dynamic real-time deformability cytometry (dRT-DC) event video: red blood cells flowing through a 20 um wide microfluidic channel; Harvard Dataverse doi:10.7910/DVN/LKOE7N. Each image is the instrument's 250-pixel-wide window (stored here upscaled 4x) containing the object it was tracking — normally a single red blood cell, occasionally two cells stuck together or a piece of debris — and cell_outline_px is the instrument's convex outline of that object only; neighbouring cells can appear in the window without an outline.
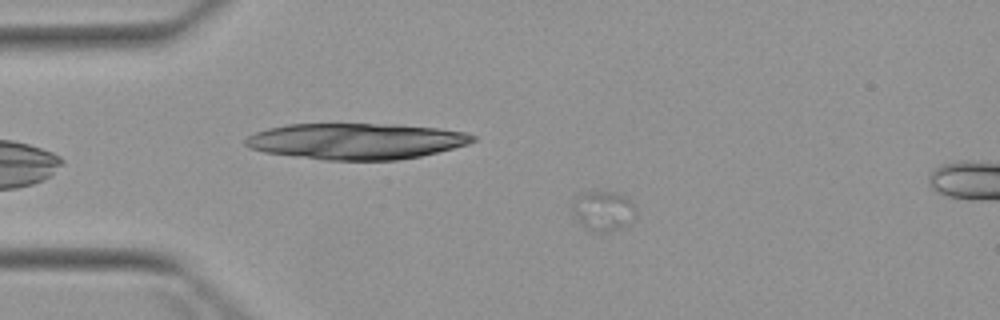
{"species": "Egyptian fruit bat (a non-hibernating species)", "species_latin": "Rousettus aegyptiacus", "temperature_condition": "warm", "stored_images_in_passage": 5, "camera_frame_rate_fps": 3000, "um_per_image_px": 0.085, "animal": {"sex": "female"}, "frame": {"image": 1, "passage_image": 3, "time_ms": 2.333, "image_size_px": [1000, 320], "cell_outline_px": [[636, 212], [632, 220], [616, 228], [604, 232], [588, 232], [572, 212], [572, 204], [576, 196], [588, 192], [612, 192], [624, 196], [632, 200]], "centroid_in_image_um": [51.24, 17.92], "position_along_channel_um": 33.8, "area_um2": 14.45}}